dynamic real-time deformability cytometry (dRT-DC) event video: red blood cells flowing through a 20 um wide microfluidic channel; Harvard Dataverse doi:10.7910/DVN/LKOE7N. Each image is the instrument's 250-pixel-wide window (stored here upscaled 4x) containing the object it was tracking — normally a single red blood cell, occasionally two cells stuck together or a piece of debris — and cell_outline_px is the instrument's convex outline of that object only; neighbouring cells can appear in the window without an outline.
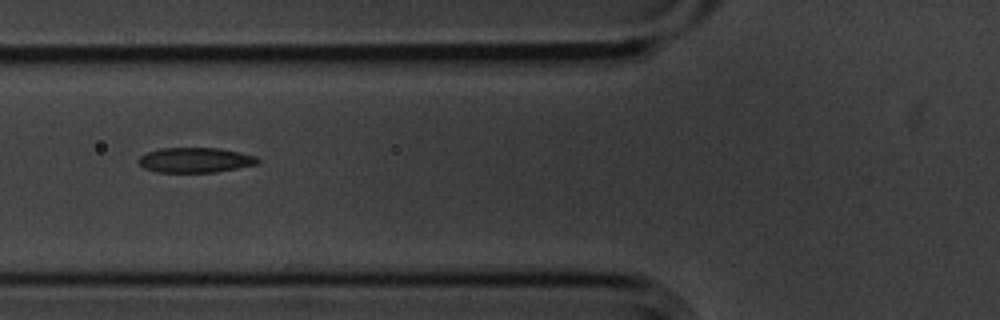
{"species": "common noctule bat (a hibernating species)", "species_latin": "Nyctalus noctula", "temperature_condition": "cold", "stored_images_in_passage": 10, "camera_frame_rate_fps": 3000, "um_per_image_px": 0.085, "animal": {"sex": "male", "body_mass_g": 20.1, "forearm_length_mm": 53.5}, "frame": {"image": 1, "passage_image": 6, "time_ms": 1.667, "image_size_px": [1000, 320], "cell_outline_px": [[260, 160], [256, 164], [216, 172], [156, 172], [144, 168], [136, 160], [140, 156], [148, 152], [160, 148], [220, 148], [240, 152], [256, 156]], "centroid_in_image_um": [16.58, 13.6], "position_along_channel_um": 109.2, "area_um2": 17.34}}
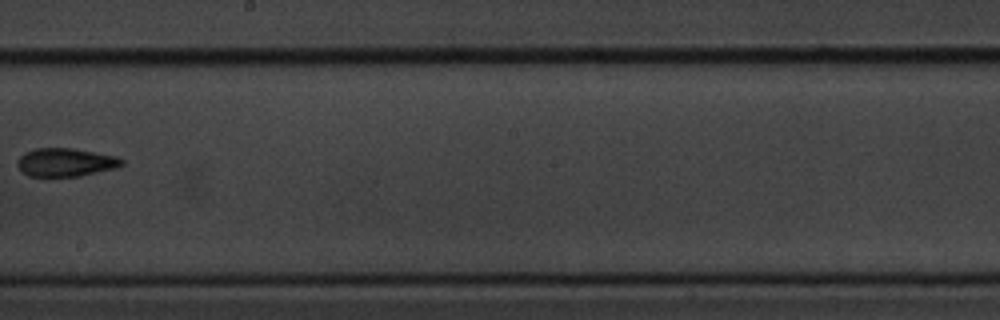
{"frame": {"image": 2, "passage_image": 9, "time_ms": 2.667, "image_size_px": [1000, 320], "cell_outline_px": [[124, 164], [120, 168], [80, 176], [28, 176], [16, 164], [16, 160], [24, 152], [36, 148], [72, 148], [116, 156], [124, 160]], "centroid_in_image_um": [5.61, 13.8], "position_along_channel_um": 242.6, "area_um2": 17.4}}
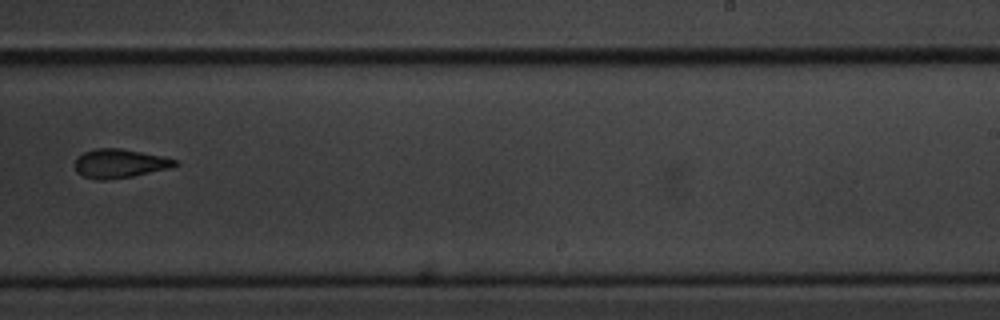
{"frame": {"image": 3, "passage_image": 10, "time_ms": 3.0, "image_size_px": [1000, 320], "cell_outline_px": [[180, 164], [172, 168], [132, 176], [108, 180], [96, 180], [84, 176], [76, 172], [76, 160], [84, 152], [96, 148], [120, 148], [164, 156], [176, 160]], "centroid_in_image_um": [10.22, 13.9], "position_along_channel_um": 278.8, "area_um2": 16.88}}